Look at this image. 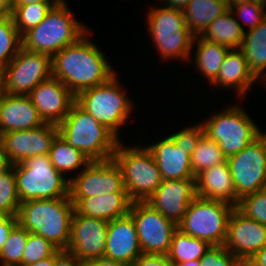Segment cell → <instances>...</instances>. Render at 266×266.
Returning <instances> with one entry per match:
<instances>
[{
	"instance_id": "obj_1",
	"label": "cell",
	"mask_w": 266,
	"mask_h": 266,
	"mask_svg": "<svg viewBox=\"0 0 266 266\" xmlns=\"http://www.w3.org/2000/svg\"><path fill=\"white\" fill-rule=\"evenodd\" d=\"M90 33L89 30L52 57V77L59 79L75 96L116 74L101 47L88 38Z\"/></svg>"
},
{
	"instance_id": "obj_2",
	"label": "cell",
	"mask_w": 266,
	"mask_h": 266,
	"mask_svg": "<svg viewBox=\"0 0 266 266\" xmlns=\"http://www.w3.org/2000/svg\"><path fill=\"white\" fill-rule=\"evenodd\" d=\"M74 204L70 196L21 202L18 224L29 233L41 235L59 250H67Z\"/></svg>"
},
{
	"instance_id": "obj_3",
	"label": "cell",
	"mask_w": 266,
	"mask_h": 266,
	"mask_svg": "<svg viewBox=\"0 0 266 266\" xmlns=\"http://www.w3.org/2000/svg\"><path fill=\"white\" fill-rule=\"evenodd\" d=\"M58 134L90 161L111 159L120 139L76 102L58 125Z\"/></svg>"
},
{
	"instance_id": "obj_4",
	"label": "cell",
	"mask_w": 266,
	"mask_h": 266,
	"mask_svg": "<svg viewBox=\"0 0 266 266\" xmlns=\"http://www.w3.org/2000/svg\"><path fill=\"white\" fill-rule=\"evenodd\" d=\"M68 5L66 0H62L53 6L36 27L22 36V47L53 57L85 35L90 29L73 15Z\"/></svg>"
},
{
	"instance_id": "obj_5",
	"label": "cell",
	"mask_w": 266,
	"mask_h": 266,
	"mask_svg": "<svg viewBox=\"0 0 266 266\" xmlns=\"http://www.w3.org/2000/svg\"><path fill=\"white\" fill-rule=\"evenodd\" d=\"M148 10L147 32L161 61L189 62L195 35L186 26L183 11L163 5Z\"/></svg>"
},
{
	"instance_id": "obj_6",
	"label": "cell",
	"mask_w": 266,
	"mask_h": 266,
	"mask_svg": "<svg viewBox=\"0 0 266 266\" xmlns=\"http://www.w3.org/2000/svg\"><path fill=\"white\" fill-rule=\"evenodd\" d=\"M117 76L116 73L107 82L78 93L75 102L121 140L120 130L129 122L135 104Z\"/></svg>"
},
{
	"instance_id": "obj_7",
	"label": "cell",
	"mask_w": 266,
	"mask_h": 266,
	"mask_svg": "<svg viewBox=\"0 0 266 266\" xmlns=\"http://www.w3.org/2000/svg\"><path fill=\"white\" fill-rule=\"evenodd\" d=\"M239 104H226L204 121L201 118L205 134L219 145L226 158L240 152L264 132Z\"/></svg>"
},
{
	"instance_id": "obj_8",
	"label": "cell",
	"mask_w": 266,
	"mask_h": 266,
	"mask_svg": "<svg viewBox=\"0 0 266 266\" xmlns=\"http://www.w3.org/2000/svg\"><path fill=\"white\" fill-rule=\"evenodd\" d=\"M121 139L112 159L120 167L124 188L132 202L146 200L161 185L157 163L147 146L124 145Z\"/></svg>"
},
{
	"instance_id": "obj_9",
	"label": "cell",
	"mask_w": 266,
	"mask_h": 266,
	"mask_svg": "<svg viewBox=\"0 0 266 266\" xmlns=\"http://www.w3.org/2000/svg\"><path fill=\"white\" fill-rule=\"evenodd\" d=\"M12 168L20 202L69 196L70 181L52 165L49 155L30 157Z\"/></svg>"
},
{
	"instance_id": "obj_10",
	"label": "cell",
	"mask_w": 266,
	"mask_h": 266,
	"mask_svg": "<svg viewBox=\"0 0 266 266\" xmlns=\"http://www.w3.org/2000/svg\"><path fill=\"white\" fill-rule=\"evenodd\" d=\"M233 209L229 203L197 196L189 204L178 229L210 245H224Z\"/></svg>"
},
{
	"instance_id": "obj_11",
	"label": "cell",
	"mask_w": 266,
	"mask_h": 266,
	"mask_svg": "<svg viewBox=\"0 0 266 266\" xmlns=\"http://www.w3.org/2000/svg\"><path fill=\"white\" fill-rule=\"evenodd\" d=\"M236 191V207L244 196L266 188V132L227 158Z\"/></svg>"
},
{
	"instance_id": "obj_12",
	"label": "cell",
	"mask_w": 266,
	"mask_h": 266,
	"mask_svg": "<svg viewBox=\"0 0 266 266\" xmlns=\"http://www.w3.org/2000/svg\"><path fill=\"white\" fill-rule=\"evenodd\" d=\"M0 74L5 93L29 95L34 87L52 77V57L22 47Z\"/></svg>"
},
{
	"instance_id": "obj_13",
	"label": "cell",
	"mask_w": 266,
	"mask_h": 266,
	"mask_svg": "<svg viewBox=\"0 0 266 266\" xmlns=\"http://www.w3.org/2000/svg\"><path fill=\"white\" fill-rule=\"evenodd\" d=\"M129 214L136 226L141 252L167 255L178 226L146 202H132Z\"/></svg>"
},
{
	"instance_id": "obj_14",
	"label": "cell",
	"mask_w": 266,
	"mask_h": 266,
	"mask_svg": "<svg viewBox=\"0 0 266 266\" xmlns=\"http://www.w3.org/2000/svg\"><path fill=\"white\" fill-rule=\"evenodd\" d=\"M111 193H127L121 169L112 158L91 161L70 180V198H88Z\"/></svg>"
},
{
	"instance_id": "obj_15",
	"label": "cell",
	"mask_w": 266,
	"mask_h": 266,
	"mask_svg": "<svg viewBox=\"0 0 266 266\" xmlns=\"http://www.w3.org/2000/svg\"><path fill=\"white\" fill-rule=\"evenodd\" d=\"M57 135L58 125L44 123L33 129L6 132L1 135V142L13 165L30 157L48 155Z\"/></svg>"
},
{
	"instance_id": "obj_16",
	"label": "cell",
	"mask_w": 266,
	"mask_h": 266,
	"mask_svg": "<svg viewBox=\"0 0 266 266\" xmlns=\"http://www.w3.org/2000/svg\"><path fill=\"white\" fill-rule=\"evenodd\" d=\"M107 228L108 221L79 215L74 211L66 251L81 261L104 257Z\"/></svg>"
},
{
	"instance_id": "obj_17",
	"label": "cell",
	"mask_w": 266,
	"mask_h": 266,
	"mask_svg": "<svg viewBox=\"0 0 266 266\" xmlns=\"http://www.w3.org/2000/svg\"><path fill=\"white\" fill-rule=\"evenodd\" d=\"M196 197V179L162 180L146 203L178 226Z\"/></svg>"
},
{
	"instance_id": "obj_18",
	"label": "cell",
	"mask_w": 266,
	"mask_h": 266,
	"mask_svg": "<svg viewBox=\"0 0 266 266\" xmlns=\"http://www.w3.org/2000/svg\"><path fill=\"white\" fill-rule=\"evenodd\" d=\"M265 245L266 226L234 207L228 221L224 246L239 260H249Z\"/></svg>"
},
{
	"instance_id": "obj_19",
	"label": "cell",
	"mask_w": 266,
	"mask_h": 266,
	"mask_svg": "<svg viewBox=\"0 0 266 266\" xmlns=\"http://www.w3.org/2000/svg\"><path fill=\"white\" fill-rule=\"evenodd\" d=\"M44 123L59 125L75 102V95L54 77L41 82L28 95Z\"/></svg>"
},
{
	"instance_id": "obj_20",
	"label": "cell",
	"mask_w": 266,
	"mask_h": 266,
	"mask_svg": "<svg viewBox=\"0 0 266 266\" xmlns=\"http://www.w3.org/2000/svg\"><path fill=\"white\" fill-rule=\"evenodd\" d=\"M104 257L131 266L142 254L138 233L130 214L108 222Z\"/></svg>"
},
{
	"instance_id": "obj_21",
	"label": "cell",
	"mask_w": 266,
	"mask_h": 266,
	"mask_svg": "<svg viewBox=\"0 0 266 266\" xmlns=\"http://www.w3.org/2000/svg\"><path fill=\"white\" fill-rule=\"evenodd\" d=\"M146 146L157 163L162 180L196 179L191 156L175 144L170 134Z\"/></svg>"
},
{
	"instance_id": "obj_22",
	"label": "cell",
	"mask_w": 266,
	"mask_h": 266,
	"mask_svg": "<svg viewBox=\"0 0 266 266\" xmlns=\"http://www.w3.org/2000/svg\"><path fill=\"white\" fill-rule=\"evenodd\" d=\"M261 83L249 70L244 54L240 48H231L228 50L217 78L209 85L221 87L235 92L236 100L243 101L248 91H251L253 85Z\"/></svg>"
},
{
	"instance_id": "obj_23",
	"label": "cell",
	"mask_w": 266,
	"mask_h": 266,
	"mask_svg": "<svg viewBox=\"0 0 266 266\" xmlns=\"http://www.w3.org/2000/svg\"><path fill=\"white\" fill-rule=\"evenodd\" d=\"M44 124L28 95L5 93L0 103V135L37 128Z\"/></svg>"
},
{
	"instance_id": "obj_24",
	"label": "cell",
	"mask_w": 266,
	"mask_h": 266,
	"mask_svg": "<svg viewBox=\"0 0 266 266\" xmlns=\"http://www.w3.org/2000/svg\"><path fill=\"white\" fill-rule=\"evenodd\" d=\"M196 193L201 198L223 201L236 207V191L227 160L196 176Z\"/></svg>"
},
{
	"instance_id": "obj_25",
	"label": "cell",
	"mask_w": 266,
	"mask_h": 266,
	"mask_svg": "<svg viewBox=\"0 0 266 266\" xmlns=\"http://www.w3.org/2000/svg\"><path fill=\"white\" fill-rule=\"evenodd\" d=\"M74 211L86 217L111 221L129 214L132 201L127 193H111L88 198H71Z\"/></svg>"
},
{
	"instance_id": "obj_26",
	"label": "cell",
	"mask_w": 266,
	"mask_h": 266,
	"mask_svg": "<svg viewBox=\"0 0 266 266\" xmlns=\"http://www.w3.org/2000/svg\"><path fill=\"white\" fill-rule=\"evenodd\" d=\"M230 48L221 44L212 43L196 35L193 40L189 62H193L196 73L205 78L209 85L217 78L225 55ZM195 50V51H194ZM195 54H194V53ZM194 54L195 56L192 57ZM192 59V60H191Z\"/></svg>"
},
{
	"instance_id": "obj_27",
	"label": "cell",
	"mask_w": 266,
	"mask_h": 266,
	"mask_svg": "<svg viewBox=\"0 0 266 266\" xmlns=\"http://www.w3.org/2000/svg\"><path fill=\"white\" fill-rule=\"evenodd\" d=\"M240 49L249 70L262 82L266 78V18L256 28L245 32Z\"/></svg>"
},
{
	"instance_id": "obj_28",
	"label": "cell",
	"mask_w": 266,
	"mask_h": 266,
	"mask_svg": "<svg viewBox=\"0 0 266 266\" xmlns=\"http://www.w3.org/2000/svg\"><path fill=\"white\" fill-rule=\"evenodd\" d=\"M229 8L224 0H191L183 10L186 26L196 36Z\"/></svg>"
},
{
	"instance_id": "obj_29",
	"label": "cell",
	"mask_w": 266,
	"mask_h": 266,
	"mask_svg": "<svg viewBox=\"0 0 266 266\" xmlns=\"http://www.w3.org/2000/svg\"><path fill=\"white\" fill-rule=\"evenodd\" d=\"M48 155L52 165L69 181L75 177V173L79 174L91 162L81 151L64 141L59 134L53 140ZM68 173H72L71 177Z\"/></svg>"
},
{
	"instance_id": "obj_30",
	"label": "cell",
	"mask_w": 266,
	"mask_h": 266,
	"mask_svg": "<svg viewBox=\"0 0 266 266\" xmlns=\"http://www.w3.org/2000/svg\"><path fill=\"white\" fill-rule=\"evenodd\" d=\"M245 32L229 9L217 17L200 35L203 39L231 48H240Z\"/></svg>"
},
{
	"instance_id": "obj_31",
	"label": "cell",
	"mask_w": 266,
	"mask_h": 266,
	"mask_svg": "<svg viewBox=\"0 0 266 266\" xmlns=\"http://www.w3.org/2000/svg\"><path fill=\"white\" fill-rule=\"evenodd\" d=\"M210 246L208 242L192 237L177 229L173 234L167 256L177 266L182 262L201 260Z\"/></svg>"
},
{
	"instance_id": "obj_32",
	"label": "cell",
	"mask_w": 266,
	"mask_h": 266,
	"mask_svg": "<svg viewBox=\"0 0 266 266\" xmlns=\"http://www.w3.org/2000/svg\"><path fill=\"white\" fill-rule=\"evenodd\" d=\"M226 160L219 145L204 133L191 156V166L196 177L203 170Z\"/></svg>"
},
{
	"instance_id": "obj_33",
	"label": "cell",
	"mask_w": 266,
	"mask_h": 266,
	"mask_svg": "<svg viewBox=\"0 0 266 266\" xmlns=\"http://www.w3.org/2000/svg\"><path fill=\"white\" fill-rule=\"evenodd\" d=\"M58 4L39 2L22 6H11V16L13 17L17 31L23 36L27 31L36 27L51 8Z\"/></svg>"
},
{
	"instance_id": "obj_34",
	"label": "cell",
	"mask_w": 266,
	"mask_h": 266,
	"mask_svg": "<svg viewBox=\"0 0 266 266\" xmlns=\"http://www.w3.org/2000/svg\"><path fill=\"white\" fill-rule=\"evenodd\" d=\"M22 48V36L12 16L0 19V71L11 62Z\"/></svg>"
},
{
	"instance_id": "obj_35",
	"label": "cell",
	"mask_w": 266,
	"mask_h": 266,
	"mask_svg": "<svg viewBox=\"0 0 266 266\" xmlns=\"http://www.w3.org/2000/svg\"><path fill=\"white\" fill-rule=\"evenodd\" d=\"M28 231L17 224L0 250V266H22Z\"/></svg>"
},
{
	"instance_id": "obj_36",
	"label": "cell",
	"mask_w": 266,
	"mask_h": 266,
	"mask_svg": "<svg viewBox=\"0 0 266 266\" xmlns=\"http://www.w3.org/2000/svg\"><path fill=\"white\" fill-rule=\"evenodd\" d=\"M21 202L12 166L0 173V214L17 216Z\"/></svg>"
},
{
	"instance_id": "obj_37",
	"label": "cell",
	"mask_w": 266,
	"mask_h": 266,
	"mask_svg": "<svg viewBox=\"0 0 266 266\" xmlns=\"http://www.w3.org/2000/svg\"><path fill=\"white\" fill-rule=\"evenodd\" d=\"M58 248L41 235L28 233V239L22 257V266L36 263L52 256Z\"/></svg>"
},
{
	"instance_id": "obj_38",
	"label": "cell",
	"mask_w": 266,
	"mask_h": 266,
	"mask_svg": "<svg viewBox=\"0 0 266 266\" xmlns=\"http://www.w3.org/2000/svg\"><path fill=\"white\" fill-rule=\"evenodd\" d=\"M230 10L244 32L256 28L266 18V8L250 1L237 4ZM245 24L248 27L247 29H245Z\"/></svg>"
},
{
	"instance_id": "obj_39",
	"label": "cell",
	"mask_w": 266,
	"mask_h": 266,
	"mask_svg": "<svg viewBox=\"0 0 266 266\" xmlns=\"http://www.w3.org/2000/svg\"><path fill=\"white\" fill-rule=\"evenodd\" d=\"M237 208L247 217L266 226V188L244 196Z\"/></svg>"
},
{
	"instance_id": "obj_40",
	"label": "cell",
	"mask_w": 266,
	"mask_h": 266,
	"mask_svg": "<svg viewBox=\"0 0 266 266\" xmlns=\"http://www.w3.org/2000/svg\"><path fill=\"white\" fill-rule=\"evenodd\" d=\"M205 133L204 127L201 122H198L192 126L186 125L180 131H175L170 136L175 141V144L186 150V153L192 156L193 151L195 150L200 137Z\"/></svg>"
},
{
	"instance_id": "obj_41",
	"label": "cell",
	"mask_w": 266,
	"mask_h": 266,
	"mask_svg": "<svg viewBox=\"0 0 266 266\" xmlns=\"http://www.w3.org/2000/svg\"><path fill=\"white\" fill-rule=\"evenodd\" d=\"M238 261L224 245H211L201 258L203 266H235Z\"/></svg>"
},
{
	"instance_id": "obj_42",
	"label": "cell",
	"mask_w": 266,
	"mask_h": 266,
	"mask_svg": "<svg viewBox=\"0 0 266 266\" xmlns=\"http://www.w3.org/2000/svg\"><path fill=\"white\" fill-rule=\"evenodd\" d=\"M131 266H175L167 255L142 253Z\"/></svg>"
},
{
	"instance_id": "obj_43",
	"label": "cell",
	"mask_w": 266,
	"mask_h": 266,
	"mask_svg": "<svg viewBox=\"0 0 266 266\" xmlns=\"http://www.w3.org/2000/svg\"><path fill=\"white\" fill-rule=\"evenodd\" d=\"M18 224L17 216L0 214V250L6 242L11 230Z\"/></svg>"
},
{
	"instance_id": "obj_44",
	"label": "cell",
	"mask_w": 266,
	"mask_h": 266,
	"mask_svg": "<svg viewBox=\"0 0 266 266\" xmlns=\"http://www.w3.org/2000/svg\"><path fill=\"white\" fill-rule=\"evenodd\" d=\"M83 261L66 250H57L55 252L54 266H82Z\"/></svg>"
},
{
	"instance_id": "obj_45",
	"label": "cell",
	"mask_w": 266,
	"mask_h": 266,
	"mask_svg": "<svg viewBox=\"0 0 266 266\" xmlns=\"http://www.w3.org/2000/svg\"><path fill=\"white\" fill-rule=\"evenodd\" d=\"M82 266H126L124 263L106 257L84 260Z\"/></svg>"
},
{
	"instance_id": "obj_46",
	"label": "cell",
	"mask_w": 266,
	"mask_h": 266,
	"mask_svg": "<svg viewBox=\"0 0 266 266\" xmlns=\"http://www.w3.org/2000/svg\"><path fill=\"white\" fill-rule=\"evenodd\" d=\"M160 1L158 2L160 3V5L163 3L162 5L165 7L183 11L191 0H160Z\"/></svg>"
},
{
	"instance_id": "obj_47",
	"label": "cell",
	"mask_w": 266,
	"mask_h": 266,
	"mask_svg": "<svg viewBox=\"0 0 266 266\" xmlns=\"http://www.w3.org/2000/svg\"><path fill=\"white\" fill-rule=\"evenodd\" d=\"M249 261L254 266H266V245L263 246L256 254H254Z\"/></svg>"
},
{
	"instance_id": "obj_48",
	"label": "cell",
	"mask_w": 266,
	"mask_h": 266,
	"mask_svg": "<svg viewBox=\"0 0 266 266\" xmlns=\"http://www.w3.org/2000/svg\"><path fill=\"white\" fill-rule=\"evenodd\" d=\"M11 166L12 164L9 162L4 146L2 142H0V173L8 170Z\"/></svg>"
},
{
	"instance_id": "obj_49",
	"label": "cell",
	"mask_w": 266,
	"mask_h": 266,
	"mask_svg": "<svg viewBox=\"0 0 266 266\" xmlns=\"http://www.w3.org/2000/svg\"><path fill=\"white\" fill-rule=\"evenodd\" d=\"M62 0H11V6H22L35 3H60Z\"/></svg>"
},
{
	"instance_id": "obj_50",
	"label": "cell",
	"mask_w": 266,
	"mask_h": 266,
	"mask_svg": "<svg viewBox=\"0 0 266 266\" xmlns=\"http://www.w3.org/2000/svg\"><path fill=\"white\" fill-rule=\"evenodd\" d=\"M11 16V0H0V19Z\"/></svg>"
},
{
	"instance_id": "obj_51",
	"label": "cell",
	"mask_w": 266,
	"mask_h": 266,
	"mask_svg": "<svg viewBox=\"0 0 266 266\" xmlns=\"http://www.w3.org/2000/svg\"><path fill=\"white\" fill-rule=\"evenodd\" d=\"M54 265H55V253L52 256L39 260L36 263L23 265V266H54Z\"/></svg>"
},
{
	"instance_id": "obj_52",
	"label": "cell",
	"mask_w": 266,
	"mask_h": 266,
	"mask_svg": "<svg viewBox=\"0 0 266 266\" xmlns=\"http://www.w3.org/2000/svg\"><path fill=\"white\" fill-rule=\"evenodd\" d=\"M177 266H203L201 260H191L179 263Z\"/></svg>"
},
{
	"instance_id": "obj_53",
	"label": "cell",
	"mask_w": 266,
	"mask_h": 266,
	"mask_svg": "<svg viewBox=\"0 0 266 266\" xmlns=\"http://www.w3.org/2000/svg\"><path fill=\"white\" fill-rule=\"evenodd\" d=\"M227 4V7L231 9L232 7L236 6L237 4L244 3L246 1L252 2V0H224Z\"/></svg>"
},
{
	"instance_id": "obj_54",
	"label": "cell",
	"mask_w": 266,
	"mask_h": 266,
	"mask_svg": "<svg viewBox=\"0 0 266 266\" xmlns=\"http://www.w3.org/2000/svg\"><path fill=\"white\" fill-rule=\"evenodd\" d=\"M4 94H5L4 83H3V78H2V76L0 74V103H1V100H2V98L4 96Z\"/></svg>"
},
{
	"instance_id": "obj_55",
	"label": "cell",
	"mask_w": 266,
	"mask_h": 266,
	"mask_svg": "<svg viewBox=\"0 0 266 266\" xmlns=\"http://www.w3.org/2000/svg\"><path fill=\"white\" fill-rule=\"evenodd\" d=\"M235 266H254L249 260H239Z\"/></svg>"
},
{
	"instance_id": "obj_56",
	"label": "cell",
	"mask_w": 266,
	"mask_h": 266,
	"mask_svg": "<svg viewBox=\"0 0 266 266\" xmlns=\"http://www.w3.org/2000/svg\"><path fill=\"white\" fill-rule=\"evenodd\" d=\"M252 2L260 4L262 7L266 8V0H252Z\"/></svg>"
},
{
	"instance_id": "obj_57",
	"label": "cell",
	"mask_w": 266,
	"mask_h": 266,
	"mask_svg": "<svg viewBox=\"0 0 266 266\" xmlns=\"http://www.w3.org/2000/svg\"><path fill=\"white\" fill-rule=\"evenodd\" d=\"M264 84L263 86L266 88V78L261 82V84Z\"/></svg>"
}]
</instances>
